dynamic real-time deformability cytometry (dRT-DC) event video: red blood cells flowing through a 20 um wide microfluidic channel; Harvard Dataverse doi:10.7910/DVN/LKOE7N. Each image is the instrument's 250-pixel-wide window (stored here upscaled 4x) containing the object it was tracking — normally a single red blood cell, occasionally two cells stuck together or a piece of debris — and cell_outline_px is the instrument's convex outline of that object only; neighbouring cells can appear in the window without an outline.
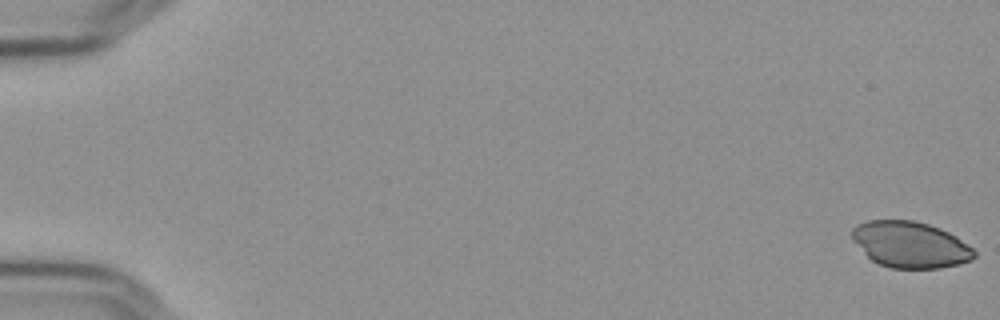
{"species": "Egyptian fruit bat (a non-hibernating species)", "species_latin": "Rousettus aegyptiacus", "temperature_condition": "cold", "stored_images_in_passage": 19, "camera_frame_rate_fps": 3000, "um_per_image_px": 0.085, "frame": {"image": 1, "passage_image": 1, "time_ms": 0.0, "image_size_px": [1000, 320], "cell_outline_px": [[976, 256], [972, 260], [960, 264], [940, 268], [892, 268], [880, 264], [872, 260], [852, 240], [852, 228], [856, 224], [868, 220], [912, 220], [928, 224], [940, 228], [956, 236], [972, 248], [976, 252]], "centroid_in_image_um": [77.38, 20.79], "position_along_channel_um": 7.6, "area_um2": 32.89}}
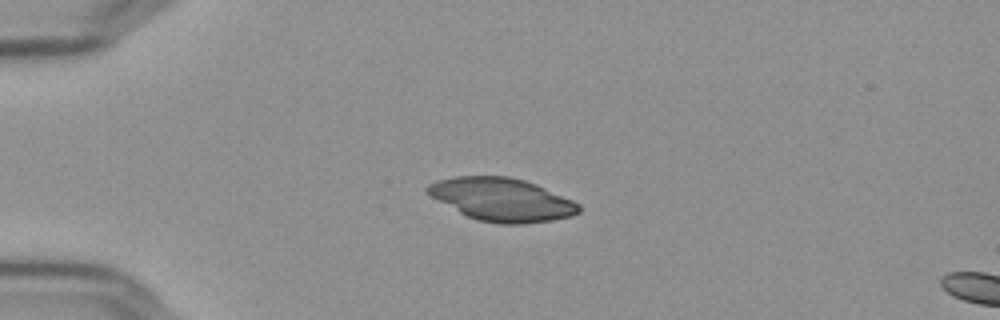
{"frame": {"image": 2, "passage_image": 15, "time_ms": 4.667, "image_size_px": [1000, 320], "cell_outline_px": [[580, 212], [572, 216], [552, 220], [524, 224], [500, 224], [476, 220], [460, 212], [424, 192], [424, 188], [428, 184], [436, 180], [456, 176], [508, 176], [524, 180], [536, 184], [572, 200], [580, 204]], "centroid_in_image_um": [42.65, 16.96], "position_along_channel_um": 42.4, "area_um2": 37.92}}